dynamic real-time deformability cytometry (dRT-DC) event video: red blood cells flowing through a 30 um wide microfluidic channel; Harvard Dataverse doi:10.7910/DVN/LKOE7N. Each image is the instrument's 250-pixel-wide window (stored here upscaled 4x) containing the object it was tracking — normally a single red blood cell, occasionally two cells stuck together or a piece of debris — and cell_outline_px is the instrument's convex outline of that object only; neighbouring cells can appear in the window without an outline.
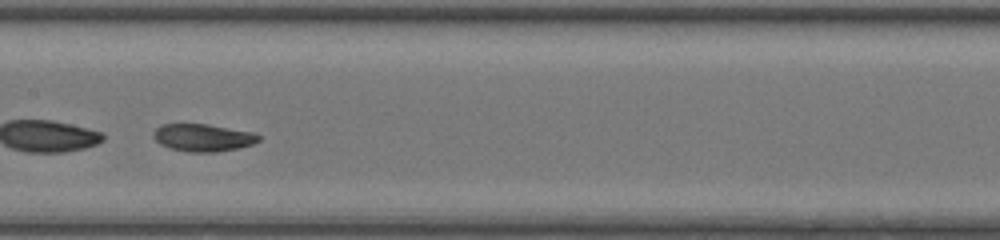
{"species": "common noctule bat (a hibernating species)", "species_latin": "Nyctalus noctula", "temperature_condition": "room temperature", "stored_images_in_passage": 40, "segment_of_instrument_passage": [2, 2], "camera_frame_rate_fps": 3000, "um_per_image_px": 0.085, "animal": {"sex": "female", "body_mass_g": 20.0, "forearm_length_mm": 54.0}, "frame": {"image": 1, "passage_image": 19, "time_ms": 6.0, "image_size_px": [1000, 240], "cell_outline_px": [[260, 140], [252, 144], [236, 148], [216, 152], [188, 152], [172, 148], [160, 144], [152, 136], [152, 132], [160, 124], [208, 124], [252, 132], [260, 136]], "centroid_in_image_um": [17.22, 11.69], "position_along_channel_um": 190.2, "area_um2": 16.76}}
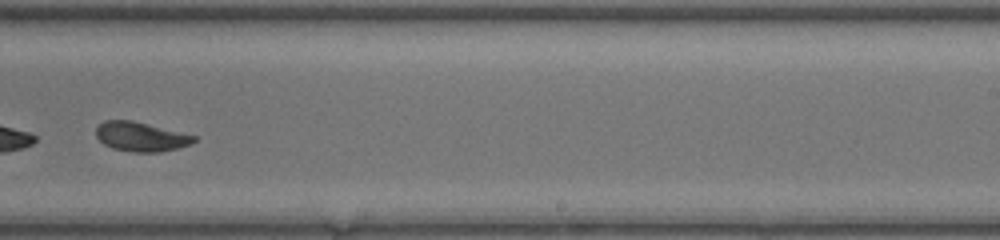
{"frame": {"image": 2, "passage_image": 25, "time_ms": 8.0, "image_size_px": [1000, 240], "cell_outline_px": [[196, 140], [192, 144], [160, 152], [132, 152], [112, 148], [104, 144], [96, 136], [96, 128], [104, 120], [132, 120], [196, 136]], "centroid_in_image_um": [11.96, 11.62], "position_along_channel_um": 277.0, "area_um2": 16.65}}